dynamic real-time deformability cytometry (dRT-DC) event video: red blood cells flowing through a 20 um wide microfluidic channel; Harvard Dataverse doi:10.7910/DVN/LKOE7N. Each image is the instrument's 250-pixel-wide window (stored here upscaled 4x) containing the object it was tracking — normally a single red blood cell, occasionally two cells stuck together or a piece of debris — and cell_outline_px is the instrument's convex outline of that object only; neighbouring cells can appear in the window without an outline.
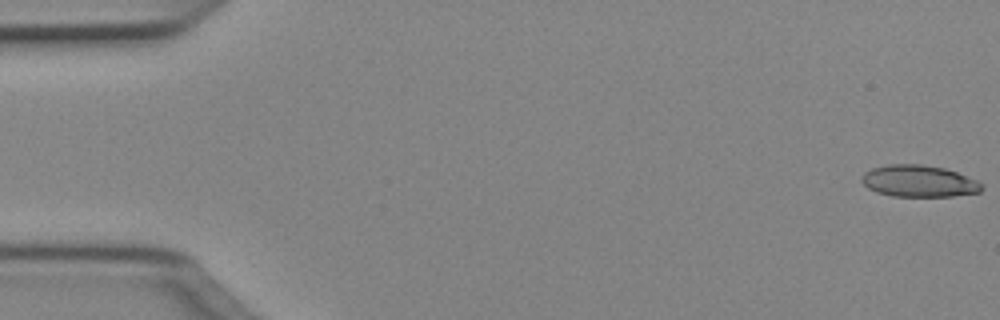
{"species": "Egyptian fruit bat (a non-hibernating species)", "species_latin": "Rousettus aegyptiacus", "temperature_condition": "cold", "stored_images_in_passage": 50, "camera_frame_rate_fps": 3000, "um_per_image_px": 0.085, "animal": {"sex": "female"}, "frame": {"image": 1, "passage_image": 1, "time_ms": 0.0, "image_size_px": [1000, 320], "cell_outline_px": [[984, 188], [980, 192], [952, 196], [892, 196], [876, 192], [868, 188], [860, 180], [864, 172], [872, 168], [888, 164], [920, 164], [944, 168], [956, 172], [976, 180], [984, 184]], "centroid_in_image_um": [78.1, 15.39], "position_along_channel_um": 6.9, "area_um2": 22.25}}
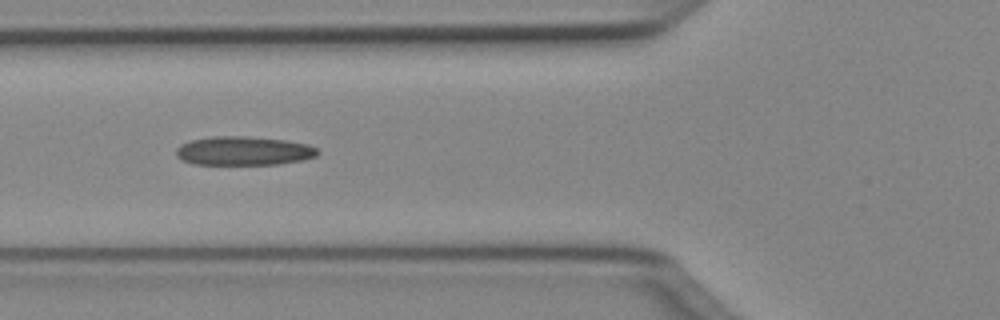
{"frame": {"image": 2, "passage_image": 19, "time_ms": 6.0, "image_size_px": [1000, 320], "cell_outline_px": [[320, 152], [316, 156], [304, 160], [276, 164], [192, 164], [180, 160], [176, 156], [176, 148], [180, 144], [192, 140], [212, 136], [244, 136], [284, 140], [308, 144], [316, 148]], "centroid_in_image_um": [20.68, 12.83], "position_along_channel_um": 105.1, "area_um2": 23.87}}
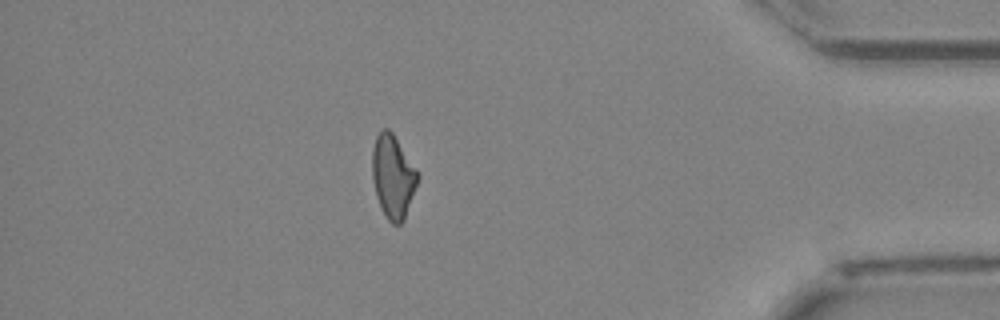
{"frame": {"image": 3, "passage_image": 44, "time_ms": 14.333, "image_size_px": [1000, 320], "cell_outline_px": [[420, 176], [404, 220], [400, 224], [392, 224], [388, 220], [380, 208], [376, 196], [372, 180], [372, 148], [376, 136], [384, 128], [388, 128], [392, 132]], "centroid_in_image_um": [33.38, 15.03], "position_along_channel_um": 401.8, "area_um2": 21.96}, "authors_computed_cell_mechanics": {"area_um2": 22.831, "velocity_mm_per_s": 4.0545, "shape_relaxation_time_tau1_ms": null, "shape_relaxation_time_tau2_ms": 6.8956, "deformation_change_tau1": null, "deformation_change_tau2": 0.1878}}